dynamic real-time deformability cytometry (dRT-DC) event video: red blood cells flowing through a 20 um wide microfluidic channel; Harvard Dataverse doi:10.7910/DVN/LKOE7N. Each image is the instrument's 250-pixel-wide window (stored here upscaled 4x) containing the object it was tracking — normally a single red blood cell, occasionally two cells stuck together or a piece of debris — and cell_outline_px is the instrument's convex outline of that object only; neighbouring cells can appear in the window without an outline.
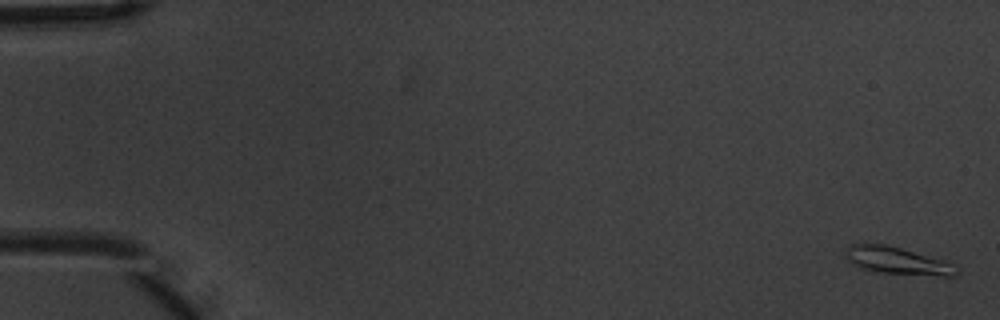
{"species": "common noctule bat (a hibernating species)", "species_latin": "Nyctalus noctula", "temperature_condition": "warm", "stored_images_in_passage": 9, "camera_frame_rate_fps": 3000, "um_per_image_px": 0.085, "animal": {"sex": "male", "body_mass_g": 20.1, "forearm_length_mm": 53.5}, "frame": {"image": 1, "passage_image": 1, "time_ms": 0.0, "image_size_px": [1000, 320], "cell_outline_px": [[960, 272], [952, 276], [944, 276], [880, 272], [860, 268], [852, 264], [848, 260], [844, 248], [848, 244], [888, 244], [944, 260], [960, 268]], "centroid_in_image_um": [76.27, 22.15], "position_along_channel_um": 8.7, "area_um2": 17.69}}
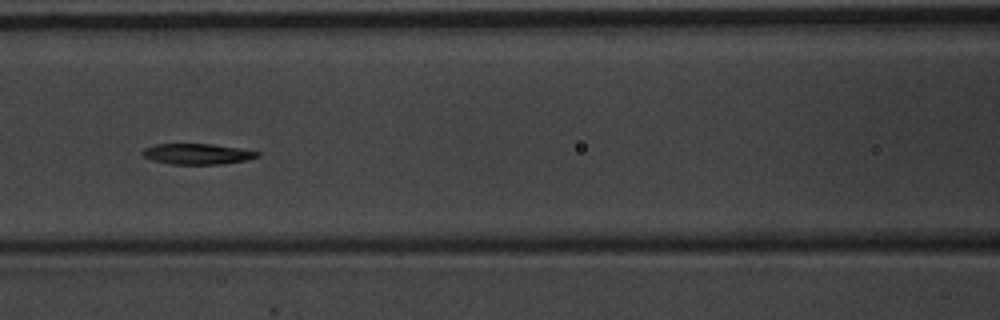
{"frame": {"image": 2, "passage_image": 8, "time_ms": 2.333, "image_size_px": [1000, 320], "cell_outline_px": [[260, 156], [244, 160], [220, 164], [172, 164], [152, 160], [144, 156], [140, 152], [144, 148], [156, 144], [212, 144], [240, 148], [260, 152]], "centroid_in_image_um": [16.75, 13.08], "position_along_channel_um": 149.8, "area_um2": 13.76}}
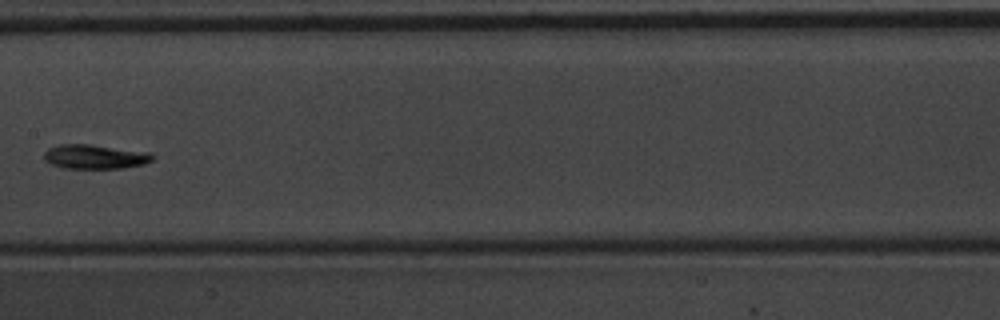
{"frame": {"image": 3, "passage_image": 9, "time_ms": 2.667, "image_size_px": [1000, 320], "cell_outline_px": [[152, 160], [144, 164], [124, 168], [64, 168], [52, 164], [44, 160], [44, 152], [48, 148], [60, 144], [88, 144], [148, 152], [152, 156]], "centroid_in_image_um": [8.03, 13.32], "position_along_channel_um": 199.4, "area_um2": 15.2}}